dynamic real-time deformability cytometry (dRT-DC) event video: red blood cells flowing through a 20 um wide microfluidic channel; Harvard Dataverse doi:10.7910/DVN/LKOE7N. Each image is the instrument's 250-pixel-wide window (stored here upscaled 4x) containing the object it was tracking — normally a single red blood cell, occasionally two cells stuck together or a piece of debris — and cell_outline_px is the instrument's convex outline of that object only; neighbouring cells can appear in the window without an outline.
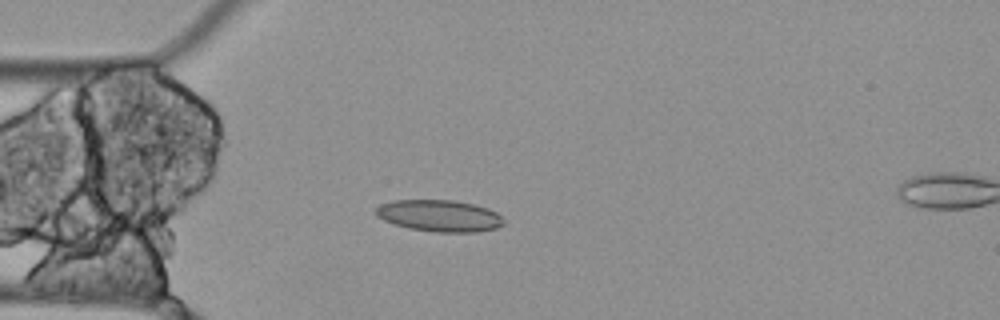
{"species": "Egyptian fruit bat (a non-hibernating species)", "species_latin": "Rousettus aegyptiacus", "temperature_condition": "cold", "stored_images_in_passage": 5, "camera_frame_rate_fps": 3000, "um_per_image_px": 0.085, "animal": {"sex": "female"}, "frame": {"image": 1, "passage_image": 4, "time_ms": 1.0, "image_size_px": [1000, 320], "cell_outline_px": [[504, 224], [496, 228], [476, 232], [436, 232], [408, 228], [384, 220], [376, 216], [376, 208], [380, 204], [392, 200], [452, 200], [472, 204], [488, 208], [496, 212], [504, 220]], "centroid_in_image_um": [37.35, 18.34], "position_along_channel_um": 47.7, "area_um2": 23.52}}